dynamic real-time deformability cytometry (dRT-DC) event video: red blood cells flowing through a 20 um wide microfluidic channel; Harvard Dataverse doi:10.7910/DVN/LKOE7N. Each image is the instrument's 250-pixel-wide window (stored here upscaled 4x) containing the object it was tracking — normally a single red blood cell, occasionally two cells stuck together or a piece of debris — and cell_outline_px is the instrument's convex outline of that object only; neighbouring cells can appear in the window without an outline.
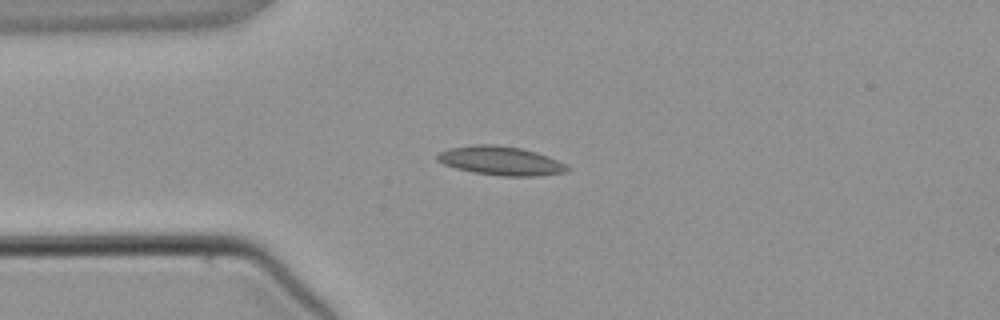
{"species": "common noctule bat (a hibernating species)", "species_latin": "Nyctalus noctula", "temperature_condition": "warm", "stored_images_in_passage": 2, "camera_frame_rate_fps": 3000, "um_per_image_px": 0.085, "animal": {"sex": "male", "body_mass_g": 21.5, "forearm_length_mm": 52.0}, "frame": {"image": 1, "passage_image": 2, "time_ms": 2.0, "image_size_px": [1000, 320], "cell_outline_px": [[572, 168], [568, 172], [540, 176], [500, 176], [472, 172], [456, 168], [444, 164], [436, 160], [436, 156], [440, 152], [448, 148], [472, 144], [492, 144], [520, 148], [536, 152], [548, 156]], "centroid_in_image_um": [42.56, 13.67], "position_along_channel_um": 42.4, "area_um2": 22.02}}